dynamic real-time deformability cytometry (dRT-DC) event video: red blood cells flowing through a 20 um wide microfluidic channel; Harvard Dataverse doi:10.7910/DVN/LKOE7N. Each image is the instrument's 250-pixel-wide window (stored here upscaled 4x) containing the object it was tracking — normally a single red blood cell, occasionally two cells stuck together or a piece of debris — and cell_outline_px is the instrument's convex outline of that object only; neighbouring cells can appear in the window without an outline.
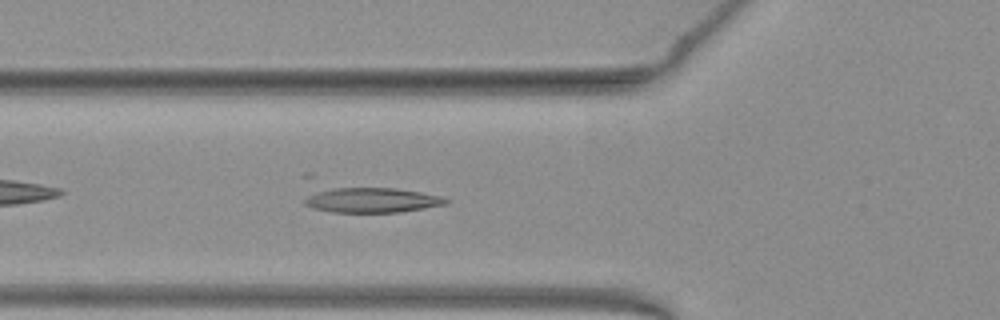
{"species": "common noctule bat (a hibernating species)", "species_latin": "Nyctalus noctula", "temperature_condition": "warm", "stored_images_in_passage": 9, "camera_frame_rate_fps": 3000, "um_per_image_px": 0.085, "animal": {"sex": "female", "body_mass_g": 19.3, "forearm_length_mm": 54.1}, "frame": {"image": 1, "passage_image": 6, "time_ms": 1.667, "image_size_px": [1000, 320], "cell_outline_px": [[452, 200], [448, 204], [400, 212], [332, 212], [312, 208], [304, 204], [304, 200], [308, 196], [320, 192], [336, 188], [396, 188], [420, 192], [440, 196]], "centroid_in_image_um": [31.69, 17.02], "position_along_channel_um": 94.1, "area_um2": 20.23}}